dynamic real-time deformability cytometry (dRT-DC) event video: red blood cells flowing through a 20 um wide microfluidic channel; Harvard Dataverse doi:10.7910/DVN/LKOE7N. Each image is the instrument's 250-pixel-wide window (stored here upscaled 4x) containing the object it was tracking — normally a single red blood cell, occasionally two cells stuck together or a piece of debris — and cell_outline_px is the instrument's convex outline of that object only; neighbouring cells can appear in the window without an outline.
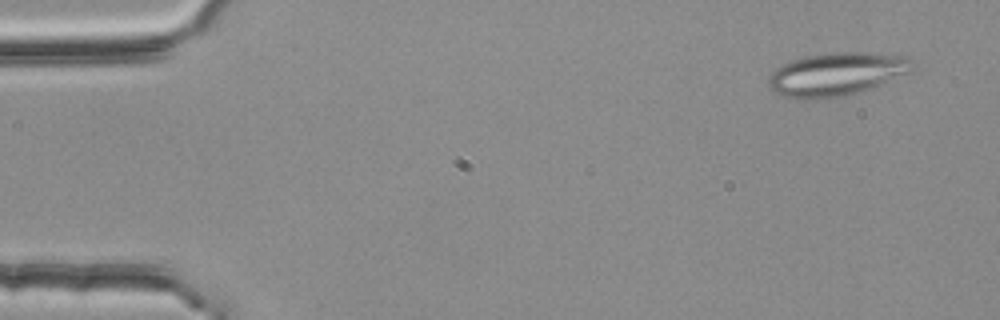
{"species": "common noctule bat (a hibernating species)", "species_latin": "Nyctalus noctula", "temperature_condition": "room temperature", "stored_images_in_passage": 53, "segment_of_instrument_passage": [1, 2], "camera_frame_rate_fps": 3000, "um_per_image_px": 0.085, "animal": {"sex": "female", "body_mass_g": 25.1}, "frame": {"image": 1, "passage_image": 3, "time_ms": 0.667, "image_size_px": [1000, 320], "cell_outline_px": [[916, 68], [912, 72], [872, 88], [856, 92], [816, 100], [800, 100], [784, 96], [776, 92], [768, 84], [768, 80], [772, 72], [780, 64], [804, 56], [828, 52], [860, 52], [908, 56], [912, 60]], "centroid_in_image_um": [71.13, 6.29], "position_along_channel_um": 13.9, "area_um2": 36.53}}